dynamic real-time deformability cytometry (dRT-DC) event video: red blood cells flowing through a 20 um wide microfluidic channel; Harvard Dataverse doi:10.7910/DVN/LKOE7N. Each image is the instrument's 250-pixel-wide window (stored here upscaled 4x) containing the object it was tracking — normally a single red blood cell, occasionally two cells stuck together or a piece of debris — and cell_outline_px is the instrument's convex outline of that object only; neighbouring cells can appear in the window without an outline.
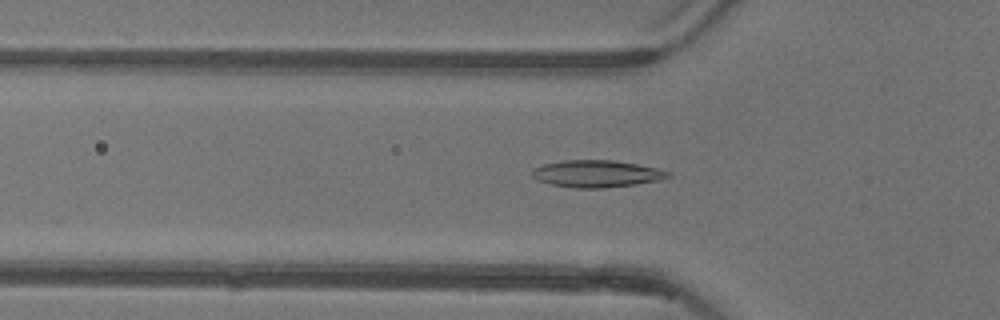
{"species": "common noctule bat (a hibernating species)", "species_latin": "Nyctalus noctula", "temperature_condition": "warm", "stored_images_in_passage": 52, "camera_frame_rate_fps": 3000, "um_per_image_px": 0.085, "animal": {"sex": "female"}, "frame": {"image": 1, "passage_image": 17, "time_ms": 5.333, "image_size_px": [1000, 320], "cell_outline_px": [[672, 176], [656, 180], [636, 184], [604, 188], [576, 188], [552, 184], [540, 180], [532, 176], [532, 172], [536, 168], [544, 164], [564, 160], [612, 160], [660, 168], [672, 172]], "centroid_in_image_um": [50.78, 14.76], "position_along_channel_um": 75.0, "area_um2": 21.21}}
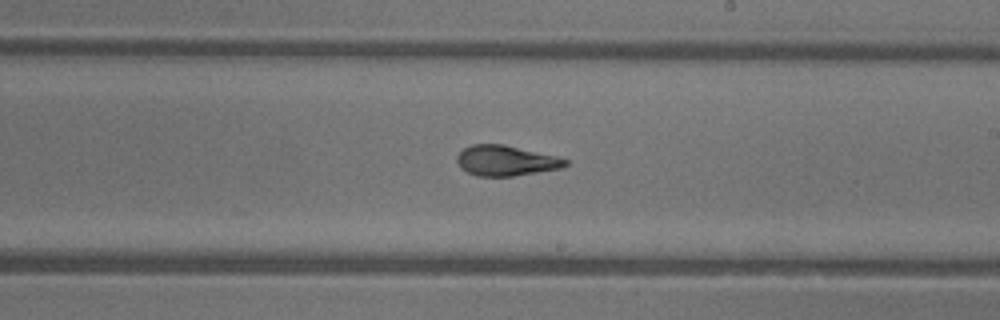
{"frame": {"image": 2, "passage_image": 30, "time_ms": 9.667, "image_size_px": [1000, 320], "cell_outline_px": [[568, 164], [560, 168], [512, 176], [476, 176], [460, 168], [456, 160], [456, 156], [464, 148], [472, 144], [504, 144], [556, 156], [568, 160]], "centroid_in_image_um": [42.96, 13.65], "position_along_channel_um": 246.0, "area_um2": 19.07}}
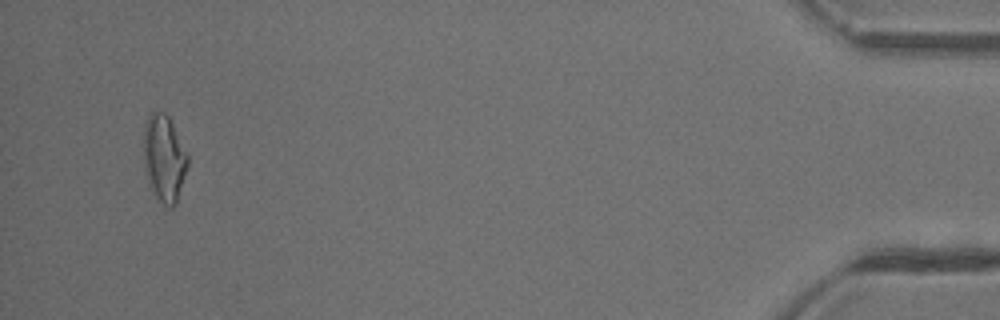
{"frame": {"image": 3, "passage_image": 50, "time_ms": 16.333, "image_size_px": [1000, 320], "cell_outline_px": [[188, 164], [176, 204], [172, 208], [168, 208], [156, 196], [148, 184], [144, 164], [144, 128], [152, 112], [164, 112], [168, 116], [188, 156]], "centroid_in_image_um": [13.95, 13.49], "position_along_channel_um": 421.3, "area_um2": 21.85}, "authors_computed_cell_mechanics": {"area_um2": 19.652, "velocity_mm_per_s": 3.9224, "shape_relaxation_time_tau1_ms": 5.5784, "shape_relaxation_time_tau2_ms": 1.6369, "deformation_change_tau1": 0.1981, "deformation_change_tau2": 0.0827}}